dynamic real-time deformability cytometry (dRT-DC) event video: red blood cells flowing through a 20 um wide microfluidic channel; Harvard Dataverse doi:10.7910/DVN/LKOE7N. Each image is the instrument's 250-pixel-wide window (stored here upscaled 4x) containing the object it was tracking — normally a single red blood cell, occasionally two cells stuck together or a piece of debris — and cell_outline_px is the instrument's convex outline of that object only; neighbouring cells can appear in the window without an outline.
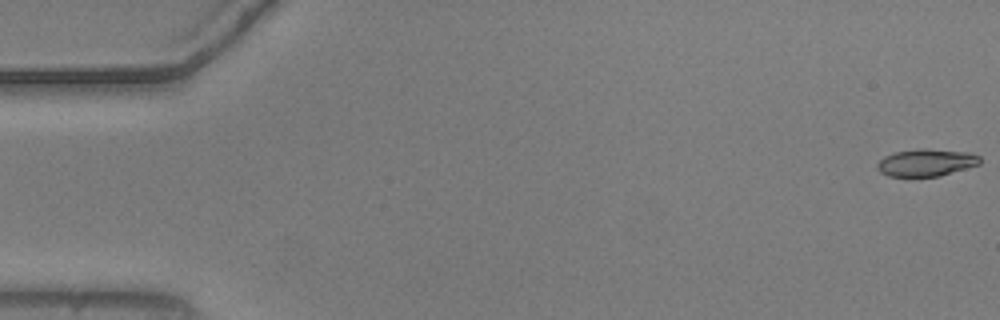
{"species": "common noctule bat (a hibernating species)", "species_latin": "Nyctalus noctula", "temperature_condition": "warm", "stored_images_in_passage": 55, "camera_frame_rate_fps": 3000, "um_per_image_px": 0.085, "animal": {"sex": "male", "body_mass_g": 20.5, "forearm_length_mm": 52.5}, "frame": {"image": 1, "passage_image": 1, "time_ms": 0.0, "image_size_px": [1000, 320], "cell_outline_px": [[980, 164], [940, 176], [888, 176], [880, 172], [876, 168], [876, 164], [884, 156], [896, 152], [916, 148], [924, 148], [972, 152], [980, 156]], "centroid_in_image_um": [78.73, 13.8], "position_along_channel_um": 6.3, "area_um2": 16.47}}
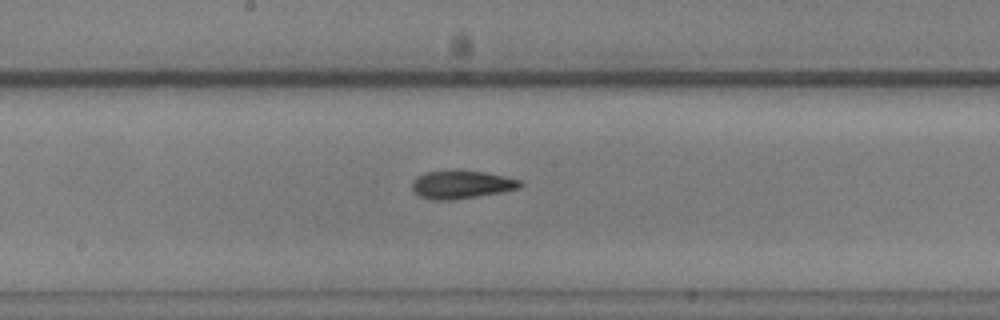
{"frame": {"image": 2, "passage_image": 29, "time_ms": 9.333, "image_size_px": [1000, 320], "cell_outline_px": [[524, 184], [520, 188], [504, 192], [452, 200], [432, 200], [420, 196], [412, 192], [412, 180], [416, 176], [428, 172], [484, 172], [504, 176], [520, 180]], "centroid_in_image_um": [39.23, 15.72], "position_along_channel_um": 209.0, "area_um2": 17.46}}
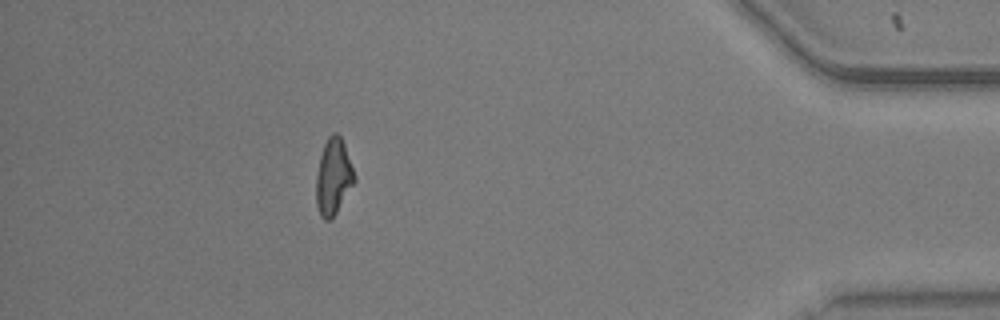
{"frame": {"image": 3, "passage_image": 49, "time_ms": 16.0, "image_size_px": [1000, 320], "cell_outline_px": [[356, 180], [332, 220], [324, 220], [320, 216], [316, 204], [316, 176], [320, 156], [324, 144], [328, 136], [332, 132], [336, 132], [340, 136], [344, 144], [356, 176]], "centroid_in_image_um": [28.33, 15.04], "position_along_channel_um": 406.9, "area_um2": 17.11}, "authors_computed_cell_mechanics": {"area_um2": 17.1088, "velocity_mm_per_s": 3.7406, "shape_relaxation_time_tau1_ms": 6.8855, "shape_relaxation_time_tau2_ms": 4.0288, "deformation_change_tau1": 0.1967, "deformation_change_tau2": 0.1083}}